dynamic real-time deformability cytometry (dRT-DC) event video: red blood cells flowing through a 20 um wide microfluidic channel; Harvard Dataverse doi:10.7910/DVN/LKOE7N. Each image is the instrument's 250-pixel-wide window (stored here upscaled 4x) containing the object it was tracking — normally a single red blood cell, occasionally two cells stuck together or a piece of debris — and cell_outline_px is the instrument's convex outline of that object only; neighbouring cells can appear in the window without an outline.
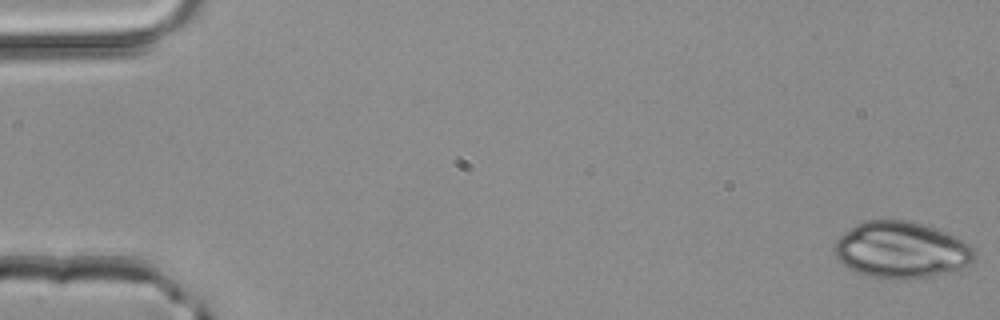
{"species": "common noctule bat (a hibernating species)", "species_latin": "Nyctalus noctula", "temperature_condition": "room temperature", "stored_images_in_passage": 50, "camera_frame_rate_fps": 3000, "um_per_image_px": 0.085, "animal": {"sex": "male", "body_mass_g": 20.4}, "frame": {"image": 1, "passage_image": 1, "time_ms": 0.0, "image_size_px": [1000, 320], "cell_outline_px": [[976, 260], [952, 272], [908, 280], [896, 280], [868, 276], [856, 272], [848, 268], [836, 256], [836, 240], [844, 232], [856, 224], [864, 220], [908, 220], [924, 224], [964, 240], [976, 252]], "centroid_in_image_um": [76.63, 21.26], "position_along_channel_um": 8.4, "area_um2": 46.24}}
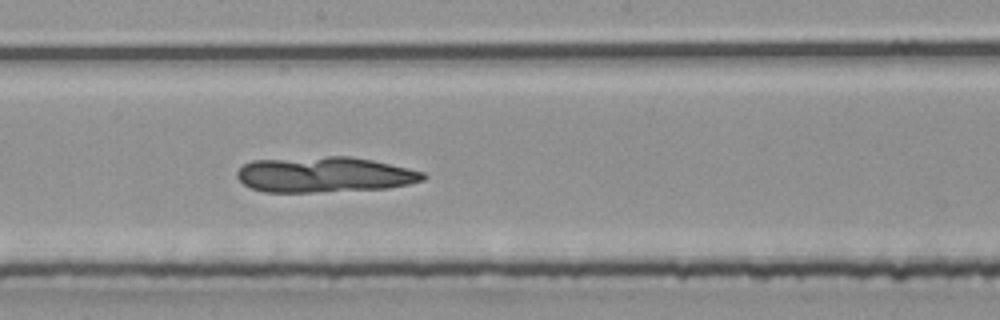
{"frame": {"image": 2, "passage_image": 28, "time_ms": 9.0, "image_size_px": [1000, 320], "cell_outline_px": [[428, 176], [424, 180], [408, 184], [388, 188], [312, 192], [264, 192], [252, 188], [244, 184], [236, 176], [236, 172], [244, 164], [252, 160], [328, 156], [352, 156], [372, 160], [408, 168], [424, 172]], "centroid_in_image_um": [27.58, 14.84], "position_along_channel_um": 220.6, "area_um2": 38.55}}
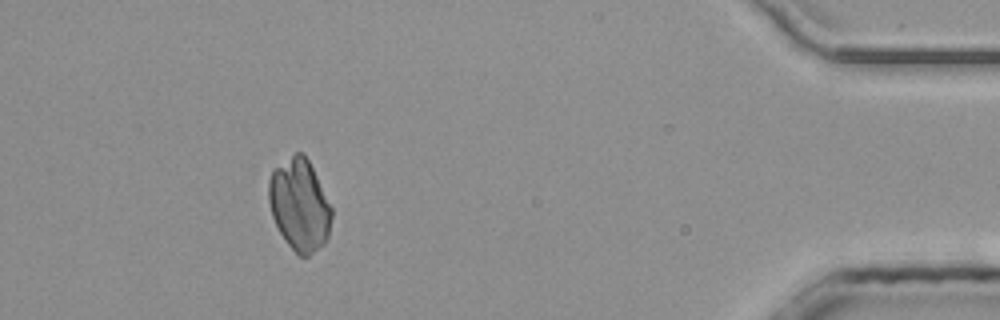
{"frame": {"image": 3, "passage_image": 46, "time_ms": 15.0, "image_size_px": [1000, 320], "cell_outline_px": [[332, 216], [328, 236], [324, 244], [308, 256], [300, 256], [288, 244], [280, 232], [272, 216], [268, 200], [268, 180], [272, 172], [276, 168], [296, 152], [300, 152], [308, 160], [332, 208]], "centroid_in_image_um": [25.45, 17.44], "position_along_channel_um": 409.7, "area_um2": 33.12}}